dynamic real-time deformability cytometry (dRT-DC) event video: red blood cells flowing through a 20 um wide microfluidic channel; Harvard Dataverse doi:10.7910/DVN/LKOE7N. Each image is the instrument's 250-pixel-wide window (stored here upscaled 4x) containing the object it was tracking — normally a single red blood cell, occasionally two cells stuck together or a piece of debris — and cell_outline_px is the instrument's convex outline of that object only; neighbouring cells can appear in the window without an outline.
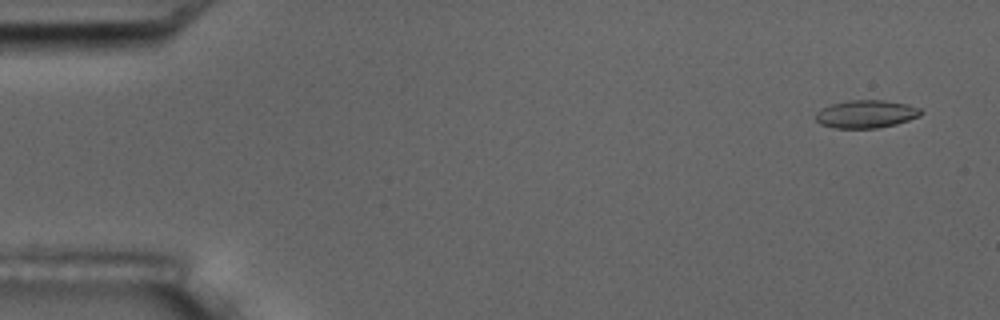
{"species": "common noctule bat (a hibernating species)", "species_latin": "Nyctalus noctula", "temperature_condition": "room temperature", "stored_images_in_passage": 4, "camera_frame_rate_fps": 3000, "um_per_image_px": 0.085, "animal": {"sex": "male", "body_mass_g": 17.5, "forearm_length_mm": 52.3}, "frame": {"image": 1, "passage_image": 1, "time_ms": 0.0, "image_size_px": [1000, 320], "cell_outline_px": [[924, 112], [920, 116], [896, 124], [876, 128], [832, 128], [820, 124], [816, 120], [816, 112], [832, 104], [848, 100], [884, 100], [908, 104], [920, 108]], "centroid_in_image_um": [73.64, 9.69], "position_along_channel_um": 11.4, "area_um2": 17.11}}